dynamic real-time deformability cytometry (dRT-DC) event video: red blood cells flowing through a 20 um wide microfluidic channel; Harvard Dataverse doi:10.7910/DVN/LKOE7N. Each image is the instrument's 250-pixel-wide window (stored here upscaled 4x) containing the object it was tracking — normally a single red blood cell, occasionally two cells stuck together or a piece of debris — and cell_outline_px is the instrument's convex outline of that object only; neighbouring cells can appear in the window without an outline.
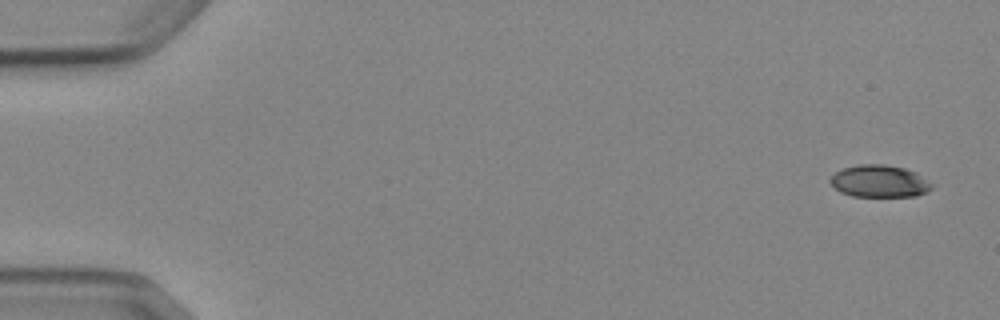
{"species": "Egyptian fruit bat (a non-hibernating species)", "species_latin": "Rousettus aegyptiacus", "temperature_condition": "cold", "stored_images_in_passage": 6, "camera_frame_rate_fps": 3000, "um_per_image_px": 0.085, "animal": {"sex": "female"}, "frame": {"image": 1, "passage_image": 1, "time_ms": 0.0, "image_size_px": [1000, 320], "cell_outline_px": [[932, 188], [916, 196], [852, 196], [840, 192], [828, 180], [836, 172], [844, 168], [860, 164], [884, 164], [904, 168], [916, 172], [932, 184]], "centroid_in_image_um": [74.74, 15.4], "position_along_channel_um": 10.3, "area_um2": 18.84}}
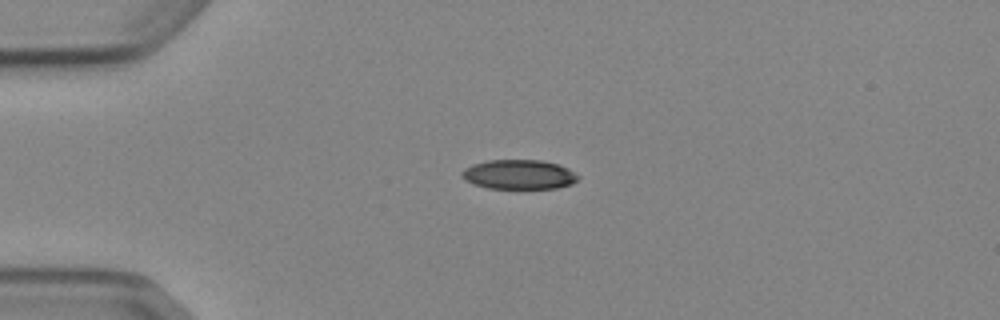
{"frame": {"image": 2, "passage_image": 4, "time_ms": 3.667, "image_size_px": [1000, 320], "cell_outline_px": [[580, 176], [572, 184], [556, 188], [488, 188], [464, 180], [460, 172], [464, 168], [472, 164], [488, 160], [540, 160], [556, 164], [568, 168]], "centroid_in_image_um": [44.09, 14.82], "position_along_channel_um": 40.9, "area_um2": 19.88}}
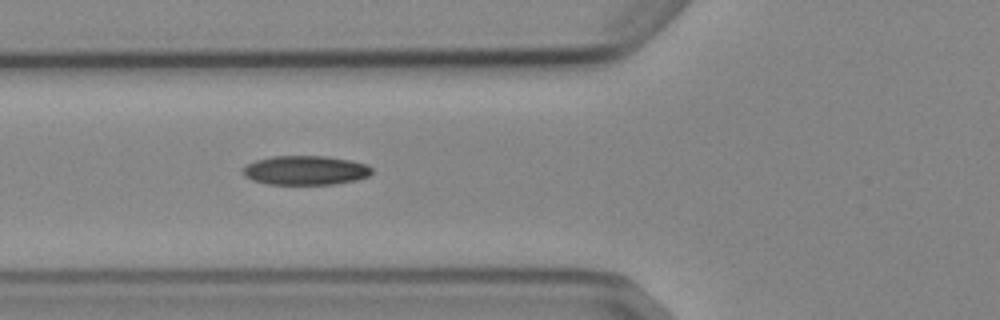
{"frame": {"image": 3, "passage_image": 6, "time_ms": 6.0, "image_size_px": [1000, 320], "cell_outline_px": [[372, 172], [368, 176], [356, 180], [332, 184], [268, 184], [252, 180], [244, 176], [244, 168], [248, 164], [256, 160], [272, 156], [324, 156], [352, 160], [368, 164], [372, 168]], "centroid_in_image_um": [25.99, 14.47], "position_along_channel_um": 99.8, "area_um2": 21.91}}